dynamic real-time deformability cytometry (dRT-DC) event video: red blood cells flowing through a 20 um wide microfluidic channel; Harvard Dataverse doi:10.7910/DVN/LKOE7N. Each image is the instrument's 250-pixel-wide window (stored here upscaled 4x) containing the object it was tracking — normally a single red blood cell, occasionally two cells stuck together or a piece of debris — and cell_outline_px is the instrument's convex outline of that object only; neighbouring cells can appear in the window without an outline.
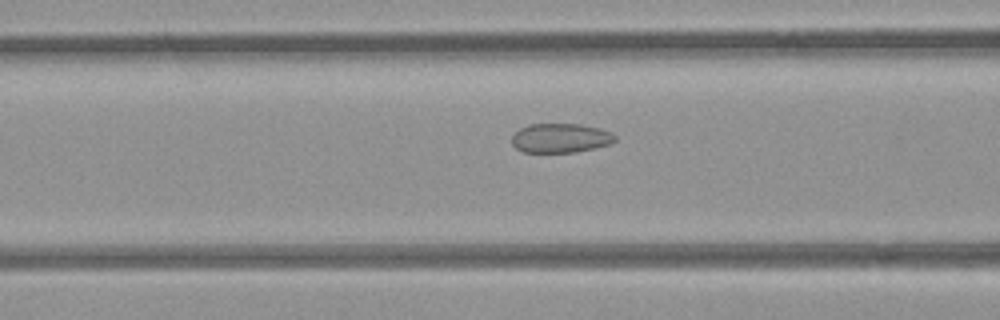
{"species": "common noctule bat (a hibernating species)", "species_latin": "Nyctalus noctula", "temperature_condition": "room temperature", "stored_images_in_passage": 54, "camera_frame_rate_fps": 3000, "um_per_image_px": 0.085, "animal": {"sex": "female", "body_mass_g": 21.9}, "frame": {"image": 1, "passage_image": 22, "time_ms": 7.0, "image_size_px": [1000, 320], "cell_outline_px": [[616, 140], [608, 144], [576, 152], [524, 152], [516, 148], [512, 144], [512, 136], [520, 128], [528, 124], [580, 124], [600, 128], [612, 132], [616, 136]], "centroid_in_image_um": [47.64, 11.72], "position_along_channel_um": 119.0, "area_um2": 17.57}}
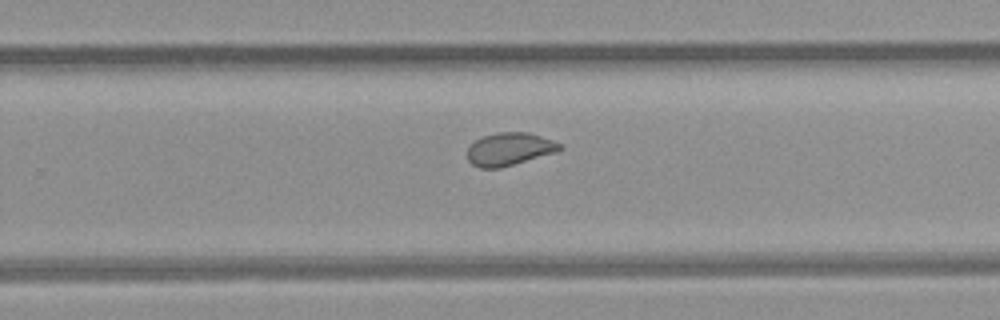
{"frame": {"image": 2, "passage_image": 35, "time_ms": 11.333, "image_size_px": [1000, 320], "cell_outline_px": [[564, 148], [556, 152], [500, 168], [480, 168], [472, 164], [468, 160], [468, 148], [476, 140], [484, 136], [500, 132], [528, 132], [564, 144]], "centroid_in_image_um": [43.33, 12.67], "position_along_channel_um": 286.5, "area_um2": 17.57}}
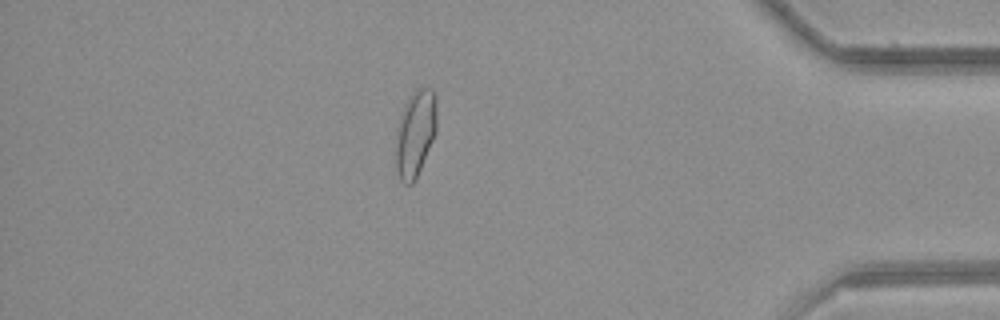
{"frame": {"image": 3, "passage_image": 47, "time_ms": 15.333, "image_size_px": [1000, 320], "cell_outline_px": [[436, 132], [416, 180], [412, 184], [404, 184], [400, 180], [396, 172], [396, 148], [400, 116], [404, 104], [408, 96], [416, 88], [432, 88], [436, 96]], "centroid_in_image_um": [35.31, 11.34], "position_along_channel_um": 399.9, "area_um2": 20.75}, "authors_computed_cell_mechanics": {"area_um2": 20.0277, "velocity_mm_per_s": 3.8685, "shape_relaxation_time_tau1_ms": null, "shape_relaxation_time_tau2_ms": 0.8061, "deformation_change_tau1": null, "deformation_change_tau2": 0.0502}}